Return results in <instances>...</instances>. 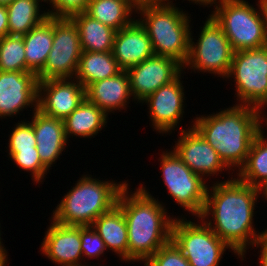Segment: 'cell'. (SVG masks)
I'll return each instance as SVG.
<instances>
[{
	"label": "cell",
	"mask_w": 267,
	"mask_h": 266,
	"mask_svg": "<svg viewBox=\"0 0 267 266\" xmlns=\"http://www.w3.org/2000/svg\"><path fill=\"white\" fill-rule=\"evenodd\" d=\"M259 195V188L243 183L238 178L216 181L212 187L207 188L205 207L198 218L203 219L242 260L247 247L252 246L264 232L257 233L253 226L255 204ZM210 215L213 223L208 219Z\"/></svg>",
	"instance_id": "obj_1"
},
{
	"label": "cell",
	"mask_w": 267,
	"mask_h": 266,
	"mask_svg": "<svg viewBox=\"0 0 267 266\" xmlns=\"http://www.w3.org/2000/svg\"><path fill=\"white\" fill-rule=\"evenodd\" d=\"M9 150H33L36 148V136L30 121L16 123L9 135Z\"/></svg>",
	"instance_id": "obj_32"
},
{
	"label": "cell",
	"mask_w": 267,
	"mask_h": 266,
	"mask_svg": "<svg viewBox=\"0 0 267 266\" xmlns=\"http://www.w3.org/2000/svg\"><path fill=\"white\" fill-rule=\"evenodd\" d=\"M127 184L119 194L117 205L122 209L128 228V262L145 263L171 240L173 216L146 190L143 184L129 192Z\"/></svg>",
	"instance_id": "obj_3"
},
{
	"label": "cell",
	"mask_w": 267,
	"mask_h": 266,
	"mask_svg": "<svg viewBox=\"0 0 267 266\" xmlns=\"http://www.w3.org/2000/svg\"><path fill=\"white\" fill-rule=\"evenodd\" d=\"M182 129L173 151L196 174L208 177L230 170L216 150L192 127ZM207 174V175H206Z\"/></svg>",
	"instance_id": "obj_15"
},
{
	"label": "cell",
	"mask_w": 267,
	"mask_h": 266,
	"mask_svg": "<svg viewBox=\"0 0 267 266\" xmlns=\"http://www.w3.org/2000/svg\"><path fill=\"white\" fill-rule=\"evenodd\" d=\"M0 71L26 72L23 36L7 35L0 38Z\"/></svg>",
	"instance_id": "obj_29"
},
{
	"label": "cell",
	"mask_w": 267,
	"mask_h": 266,
	"mask_svg": "<svg viewBox=\"0 0 267 266\" xmlns=\"http://www.w3.org/2000/svg\"><path fill=\"white\" fill-rule=\"evenodd\" d=\"M85 96L107 115L109 112L114 114L116 110H125L133 97L128 72L122 70L116 76L89 84L85 88Z\"/></svg>",
	"instance_id": "obj_20"
},
{
	"label": "cell",
	"mask_w": 267,
	"mask_h": 266,
	"mask_svg": "<svg viewBox=\"0 0 267 266\" xmlns=\"http://www.w3.org/2000/svg\"><path fill=\"white\" fill-rule=\"evenodd\" d=\"M77 27L82 51H112L116 30L93 19L85 12L70 17Z\"/></svg>",
	"instance_id": "obj_24"
},
{
	"label": "cell",
	"mask_w": 267,
	"mask_h": 266,
	"mask_svg": "<svg viewBox=\"0 0 267 266\" xmlns=\"http://www.w3.org/2000/svg\"><path fill=\"white\" fill-rule=\"evenodd\" d=\"M104 241L105 247L128 262V228L122 209L116 204L91 225Z\"/></svg>",
	"instance_id": "obj_21"
},
{
	"label": "cell",
	"mask_w": 267,
	"mask_h": 266,
	"mask_svg": "<svg viewBox=\"0 0 267 266\" xmlns=\"http://www.w3.org/2000/svg\"><path fill=\"white\" fill-rule=\"evenodd\" d=\"M107 120L108 115L85 98L82 103L63 120L66 139L68 141L71 135L72 137L79 136L80 138L95 137L103 127H106Z\"/></svg>",
	"instance_id": "obj_23"
},
{
	"label": "cell",
	"mask_w": 267,
	"mask_h": 266,
	"mask_svg": "<svg viewBox=\"0 0 267 266\" xmlns=\"http://www.w3.org/2000/svg\"><path fill=\"white\" fill-rule=\"evenodd\" d=\"M173 4L171 0L142 4L136 12L148 33L154 55L173 58L183 66L189 54L191 20L188 13Z\"/></svg>",
	"instance_id": "obj_4"
},
{
	"label": "cell",
	"mask_w": 267,
	"mask_h": 266,
	"mask_svg": "<svg viewBox=\"0 0 267 266\" xmlns=\"http://www.w3.org/2000/svg\"><path fill=\"white\" fill-rule=\"evenodd\" d=\"M32 121L36 136V148L43 165L50 170L55 161L62 155L66 147L63 120L47 116L40 110L33 108Z\"/></svg>",
	"instance_id": "obj_19"
},
{
	"label": "cell",
	"mask_w": 267,
	"mask_h": 266,
	"mask_svg": "<svg viewBox=\"0 0 267 266\" xmlns=\"http://www.w3.org/2000/svg\"><path fill=\"white\" fill-rule=\"evenodd\" d=\"M201 28L198 42L194 43L190 33L189 54L183 69L187 67L194 72L197 70L227 78L235 52L229 39L210 15Z\"/></svg>",
	"instance_id": "obj_8"
},
{
	"label": "cell",
	"mask_w": 267,
	"mask_h": 266,
	"mask_svg": "<svg viewBox=\"0 0 267 266\" xmlns=\"http://www.w3.org/2000/svg\"><path fill=\"white\" fill-rule=\"evenodd\" d=\"M14 0H0V5H8L10 4L11 2H13Z\"/></svg>",
	"instance_id": "obj_42"
},
{
	"label": "cell",
	"mask_w": 267,
	"mask_h": 266,
	"mask_svg": "<svg viewBox=\"0 0 267 266\" xmlns=\"http://www.w3.org/2000/svg\"><path fill=\"white\" fill-rule=\"evenodd\" d=\"M81 53L80 36L74 22L70 18H54L52 48L37 79L74 78Z\"/></svg>",
	"instance_id": "obj_11"
},
{
	"label": "cell",
	"mask_w": 267,
	"mask_h": 266,
	"mask_svg": "<svg viewBox=\"0 0 267 266\" xmlns=\"http://www.w3.org/2000/svg\"><path fill=\"white\" fill-rule=\"evenodd\" d=\"M188 1H192L195 4H199V5H205V7L207 5L213 6L214 4H217L218 2L222 1V0H188Z\"/></svg>",
	"instance_id": "obj_39"
},
{
	"label": "cell",
	"mask_w": 267,
	"mask_h": 266,
	"mask_svg": "<svg viewBox=\"0 0 267 266\" xmlns=\"http://www.w3.org/2000/svg\"><path fill=\"white\" fill-rule=\"evenodd\" d=\"M43 242L42 254L59 266H82L80 226L63 225L53 219Z\"/></svg>",
	"instance_id": "obj_17"
},
{
	"label": "cell",
	"mask_w": 267,
	"mask_h": 266,
	"mask_svg": "<svg viewBox=\"0 0 267 266\" xmlns=\"http://www.w3.org/2000/svg\"><path fill=\"white\" fill-rule=\"evenodd\" d=\"M37 75L33 72L0 71V118L16 116L23 109H38Z\"/></svg>",
	"instance_id": "obj_16"
},
{
	"label": "cell",
	"mask_w": 267,
	"mask_h": 266,
	"mask_svg": "<svg viewBox=\"0 0 267 266\" xmlns=\"http://www.w3.org/2000/svg\"><path fill=\"white\" fill-rule=\"evenodd\" d=\"M234 79L237 104L260 111L267 105V45L234 52L227 79ZM265 105V106H264Z\"/></svg>",
	"instance_id": "obj_7"
},
{
	"label": "cell",
	"mask_w": 267,
	"mask_h": 266,
	"mask_svg": "<svg viewBox=\"0 0 267 266\" xmlns=\"http://www.w3.org/2000/svg\"><path fill=\"white\" fill-rule=\"evenodd\" d=\"M265 117L263 118V122H265L266 123V125L265 126H267V118H266V115L265 114H263ZM266 120V121H265ZM266 129H267V127H266Z\"/></svg>",
	"instance_id": "obj_44"
},
{
	"label": "cell",
	"mask_w": 267,
	"mask_h": 266,
	"mask_svg": "<svg viewBox=\"0 0 267 266\" xmlns=\"http://www.w3.org/2000/svg\"><path fill=\"white\" fill-rule=\"evenodd\" d=\"M258 3L259 9H256L245 0H222L209 14L221 27L235 52L267 45L266 16L261 0Z\"/></svg>",
	"instance_id": "obj_6"
},
{
	"label": "cell",
	"mask_w": 267,
	"mask_h": 266,
	"mask_svg": "<svg viewBox=\"0 0 267 266\" xmlns=\"http://www.w3.org/2000/svg\"><path fill=\"white\" fill-rule=\"evenodd\" d=\"M254 247L260 246V258H259V265L260 266H267V235L263 232L253 243Z\"/></svg>",
	"instance_id": "obj_35"
},
{
	"label": "cell",
	"mask_w": 267,
	"mask_h": 266,
	"mask_svg": "<svg viewBox=\"0 0 267 266\" xmlns=\"http://www.w3.org/2000/svg\"><path fill=\"white\" fill-rule=\"evenodd\" d=\"M264 132L262 129L254 138L247 160L236 174L241 182L259 189L267 181V138Z\"/></svg>",
	"instance_id": "obj_27"
},
{
	"label": "cell",
	"mask_w": 267,
	"mask_h": 266,
	"mask_svg": "<svg viewBox=\"0 0 267 266\" xmlns=\"http://www.w3.org/2000/svg\"><path fill=\"white\" fill-rule=\"evenodd\" d=\"M22 36L25 47L26 72H33L37 75L44 68L52 48L54 18H46Z\"/></svg>",
	"instance_id": "obj_22"
},
{
	"label": "cell",
	"mask_w": 267,
	"mask_h": 266,
	"mask_svg": "<svg viewBox=\"0 0 267 266\" xmlns=\"http://www.w3.org/2000/svg\"><path fill=\"white\" fill-rule=\"evenodd\" d=\"M80 238L83 260L85 256L98 259L107 250L104 241L92 226H80Z\"/></svg>",
	"instance_id": "obj_33"
},
{
	"label": "cell",
	"mask_w": 267,
	"mask_h": 266,
	"mask_svg": "<svg viewBox=\"0 0 267 266\" xmlns=\"http://www.w3.org/2000/svg\"><path fill=\"white\" fill-rule=\"evenodd\" d=\"M260 193H262V197H265V200H267V181L264 183V185L260 188ZM264 195V196H263Z\"/></svg>",
	"instance_id": "obj_40"
},
{
	"label": "cell",
	"mask_w": 267,
	"mask_h": 266,
	"mask_svg": "<svg viewBox=\"0 0 267 266\" xmlns=\"http://www.w3.org/2000/svg\"><path fill=\"white\" fill-rule=\"evenodd\" d=\"M39 0H14L6 5L8 35L22 36L48 18V12L40 14Z\"/></svg>",
	"instance_id": "obj_28"
},
{
	"label": "cell",
	"mask_w": 267,
	"mask_h": 266,
	"mask_svg": "<svg viewBox=\"0 0 267 266\" xmlns=\"http://www.w3.org/2000/svg\"><path fill=\"white\" fill-rule=\"evenodd\" d=\"M160 159L162 179L169 195L189 214L191 212L199 218L205 207L209 187L205 178L194 173L174 151L162 152Z\"/></svg>",
	"instance_id": "obj_10"
},
{
	"label": "cell",
	"mask_w": 267,
	"mask_h": 266,
	"mask_svg": "<svg viewBox=\"0 0 267 266\" xmlns=\"http://www.w3.org/2000/svg\"><path fill=\"white\" fill-rule=\"evenodd\" d=\"M76 182L53 210L51 219L60 224L91 226L117 204L120 192L128 184L103 181L91 175H84Z\"/></svg>",
	"instance_id": "obj_5"
},
{
	"label": "cell",
	"mask_w": 267,
	"mask_h": 266,
	"mask_svg": "<svg viewBox=\"0 0 267 266\" xmlns=\"http://www.w3.org/2000/svg\"><path fill=\"white\" fill-rule=\"evenodd\" d=\"M126 71L129 75L132 99L142 103L161 86L170 83L183 72V66L173 58L153 55Z\"/></svg>",
	"instance_id": "obj_12"
},
{
	"label": "cell",
	"mask_w": 267,
	"mask_h": 266,
	"mask_svg": "<svg viewBox=\"0 0 267 266\" xmlns=\"http://www.w3.org/2000/svg\"><path fill=\"white\" fill-rule=\"evenodd\" d=\"M111 52L122 70L154 55L148 33L138 19L116 31Z\"/></svg>",
	"instance_id": "obj_18"
},
{
	"label": "cell",
	"mask_w": 267,
	"mask_h": 266,
	"mask_svg": "<svg viewBox=\"0 0 267 266\" xmlns=\"http://www.w3.org/2000/svg\"><path fill=\"white\" fill-rule=\"evenodd\" d=\"M8 35V12L5 5H0V38Z\"/></svg>",
	"instance_id": "obj_36"
},
{
	"label": "cell",
	"mask_w": 267,
	"mask_h": 266,
	"mask_svg": "<svg viewBox=\"0 0 267 266\" xmlns=\"http://www.w3.org/2000/svg\"><path fill=\"white\" fill-rule=\"evenodd\" d=\"M90 0H54L48 10V16L53 18H70L71 16L85 12ZM54 8V9H53Z\"/></svg>",
	"instance_id": "obj_34"
},
{
	"label": "cell",
	"mask_w": 267,
	"mask_h": 266,
	"mask_svg": "<svg viewBox=\"0 0 267 266\" xmlns=\"http://www.w3.org/2000/svg\"><path fill=\"white\" fill-rule=\"evenodd\" d=\"M136 8L127 0H90L85 11L90 17L119 31L129 25Z\"/></svg>",
	"instance_id": "obj_26"
},
{
	"label": "cell",
	"mask_w": 267,
	"mask_h": 266,
	"mask_svg": "<svg viewBox=\"0 0 267 266\" xmlns=\"http://www.w3.org/2000/svg\"><path fill=\"white\" fill-rule=\"evenodd\" d=\"M144 266H190L181 250L170 240L151 256Z\"/></svg>",
	"instance_id": "obj_31"
},
{
	"label": "cell",
	"mask_w": 267,
	"mask_h": 266,
	"mask_svg": "<svg viewBox=\"0 0 267 266\" xmlns=\"http://www.w3.org/2000/svg\"><path fill=\"white\" fill-rule=\"evenodd\" d=\"M128 2H130L133 5V0H127Z\"/></svg>",
	"instance_id": "obj_45"
},
{
	"label": "cell",
	"mask_w": 267,
	"mask_h": 266,
	"mask_svg": "<svg viewBox=\"0 0 267 266\" xmlns=\"http://www.w3.org/2000/svg\"><path fill=\"white\" fill-rule=\"evenodd\" d=\"M85 98V88L74 78L39 81L38 110L47 116L64 120Z\"/></svg>",
	"instance_id": "obj_13"
},
{
	"label": "cell",
	"mask_w": 267,
	"mask_h": 266,
	"mask_svg": "<svg viewBox=\"0 0 267 266\" xmlns=\"http://www.w3.org/2000/svg\"><path fill=\"white\" fill-rule=\"evenodd\" d=\"M39 1H43V2H47L48 3V1H49V5H50V3L52 4L53 2H54V0H39Z\"/></svg>",
	"instance_id": "obj_43"
},
{
	"label": "cell",
	"mask_w": 267,
	"mask_h": 266,
	"mask_svg": "<svg viewBox=\"0 0 267 266\" xmlns=\"http://www.w3.org/2000/svg\"><path fill=\"white\" fill-rule=\"evenodd\" d=\"M201 220L197 224V222L185 220L184 216L174 218L171 240L184 254L190 266H219L226 248H231L203 219Z\"/></svg>",
	"instance_id": "obj_9"
},
{
	"label": "cell",
	"mask_w": 267,
	"mask_h": 266,
	"mask_svg": "<svg viewBox=\"0 0 267 266\" xmlns=\"http://www.w3.org/2000/svg\"><path fill=\"white\" fill-rule=\"evenodd\" d=\"M170 0H133V6L137 9L142 4L162 3Z\"/></svg>",
	"instance_id": "obj_38"
},
{
	"label": "cell",
	"mask_w": 267,
	"mask_h": 266,
	"mask_svg": "<svg viewBox=\"0 0 267 266\" xmlns=\"http://www.w3.org/2000/svg\"><path fill=\"white\" fill-rule=\"evenodd\" d=\"M264 12H265V16H266V26H267V0H261Z\"/></svg>",
	"instance_id": "obj_41"
},
{
	"label": "cell",
	"mask_w": 267,
	"mask_h": 266,
	"mask_svg": "<svg viewBox=\"0 0 267 266\" xmlns=\"http://www.w3.org/2000/svg\"><path fill=\"white\" fill-rule=\"evenodd\" d=\"M9 158L24 171L31 172V179L36 183L43 182L44 176L49 170L43 165L40 160L37 148L33 150H8Z\"/></svg>",
	"instance_id": "obj_30"
},
{
	"label": "cell",
	"mask_w": 267,
	"mask_h": 266,
	"mask_svg": "<svg viewBox=\"0 0 267 266\" xmlns=\"http://www.w3.org/2000/svg\"><path fill=\"white\" fill-rule=\"evenodd\" d=\"M262 114L257 108L236 104L216 114L196 117L191 126L234 171L245 164L254 138L264 129Z\"/></svg>",
	"instance_id": "obj_2"
},
{
	"label": "cell",
	"mask_w": 267,
	"mask_h": 266,
	"mask_svg": "<svg viewBox=\"0 0 267 266\" xmlns=\"http://www.w3.org/2000/svg\"><path fill=\"white\" fill-rule=\"evenodd\" d=\"M3 242H0V266H7L8 265V255L6 248H4ZM3 245V246H2ZM7 264V265H6Z\"/></svg>",
	"instance_id": "obj_37"
},
{
	"label": "cell",
	"mask_w": 267,
	"mask_h": 266,
	"mask_svg": "<svg viewBox=\"0 0 267 266\" xmlns=\"http://www.w3.org/2000/svg\"><path fill=\"white\" fill-rule=\"evenodd\" d=\"M121 71L111 51H82L74 79L86 88L96 81L116 76Z\"/></svg>",
	"instance_id": "obj_25"
},
{
	"label": "cell",
	"mask_w": 267,
	"mask_h": 266,
	"mask_svg": "<svg viewBox=\"0 0 267 266\" xmlns=\"http://www.w3.org/2000/svg\"><path fill=\"white\" fill-rule=\"evenodd\" d=\"M182 72L170 83L161 86L148 96L145 102L149 106V118L152 127L159 133H172L184 113V87L180 79Z\"/></svg>",
	"instance_id": "obj_14"
}]
</instances>
